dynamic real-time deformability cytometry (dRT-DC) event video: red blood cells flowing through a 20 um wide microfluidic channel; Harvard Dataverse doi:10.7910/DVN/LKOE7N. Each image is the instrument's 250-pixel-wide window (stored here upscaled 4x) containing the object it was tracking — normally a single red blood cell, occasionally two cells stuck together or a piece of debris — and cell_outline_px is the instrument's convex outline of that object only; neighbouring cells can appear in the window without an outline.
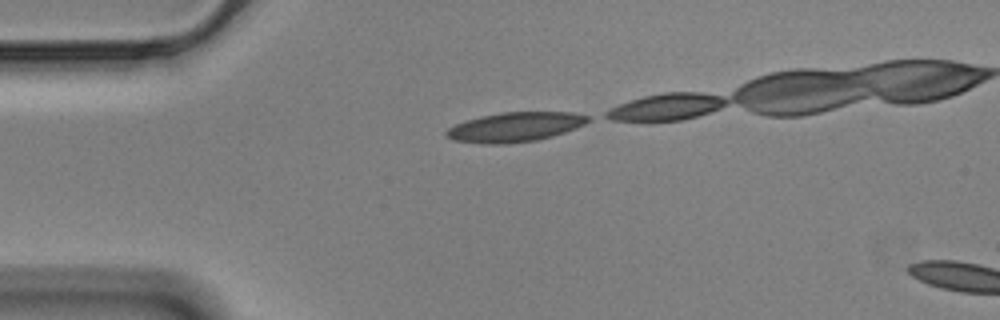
{"species": "Egyptian fruit bat (a non-hibernating species)", "species_latin": "Rousettus aegyptiacus", "temperature_condition": "cold", "stored_images_in_passage": 11, "camera_frame_rate_fps": 3000, "um_per_image_px": 0.085, "animal": {"sex": "male"}, "frame": {"image": 1, "passage_image": 1, "time_ms": 0.0, "image_size_px": [1000, 320], "cell_outline_px": [[588, 120], [584, 124], [576, 128], [552, 136], [536, 140], [508, 144], [488, 144], [452, 140], [444, 132], [448, 128], [456, 124], [480, 116], [500, 112], [572, 112], [588, 116]], "centroid_in_image_um": [43.76, 10.8], "position_along_channel_um": 41.2, "area_um2": 24.22}}
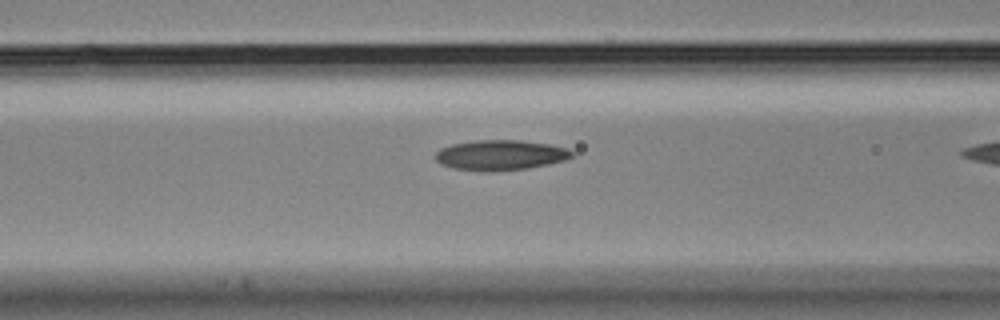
{"frame": {"image": 2, "passage_image": 10, "time_ms": 3.0, "image_size_px": [1000, 320], "cell_outline_px": [[572, 156], [564, 160], [548, 164], [528, 168], [452, 168], [440, 164], [436, 160], [436, 152], [440, 148], [452, 144], [476, 140], [520, 140], [548, 144], [568, 148], [572, 152]], "centroid_in_image_um": [42.55, 13.12], "position_along_channel_um": 124.1, "area_um2": 22.89}}